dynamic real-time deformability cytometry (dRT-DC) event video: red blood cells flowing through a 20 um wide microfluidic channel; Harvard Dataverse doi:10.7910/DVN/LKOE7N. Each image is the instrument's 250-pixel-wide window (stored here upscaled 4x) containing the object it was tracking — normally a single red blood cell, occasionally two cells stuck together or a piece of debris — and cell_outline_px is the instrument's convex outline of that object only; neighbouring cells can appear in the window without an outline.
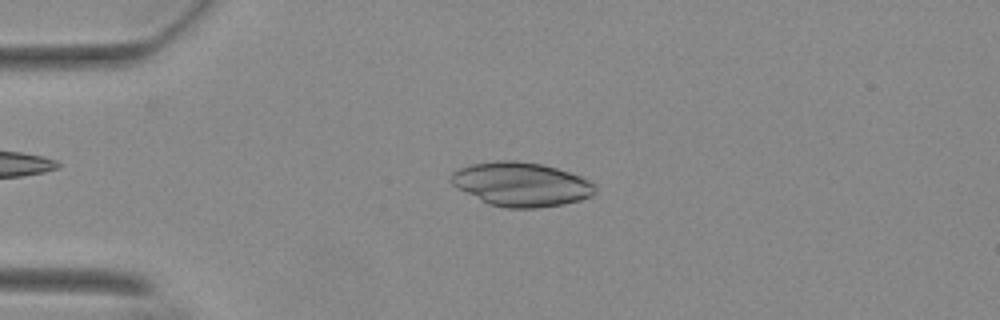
{"species": "Egyptian fruit bat (a non-hibernating species)", "species_latin": "Rousettus aegyptiacus", "temperature_condition": "warm", "stored_images_in_passage": 43, "camera_frame_rate_fps": 3000, "um_per_image_px": 0.085, "animal": {"sex": "female"}, "frame": {"image": 1, "passage_image": 1, "time_ms": 0.0, "image_size_px": [1000, 320], "cell_outline_px": [[596, 192], [592, 196], [580, 200], [564, 204], [536, 208], [504, 208], [488, 204], [456, 188], [452, 184], [448, 176], [452, 172], [460, 168], [472, 164], [496, 160], [516, 160], [540, 164], [556, 168], [580, 176], [596, 184]], "centroid_in_image_um": [44.28, 15.67], "position_along_channel_um": 40.7, "area_um2": 37.22}}
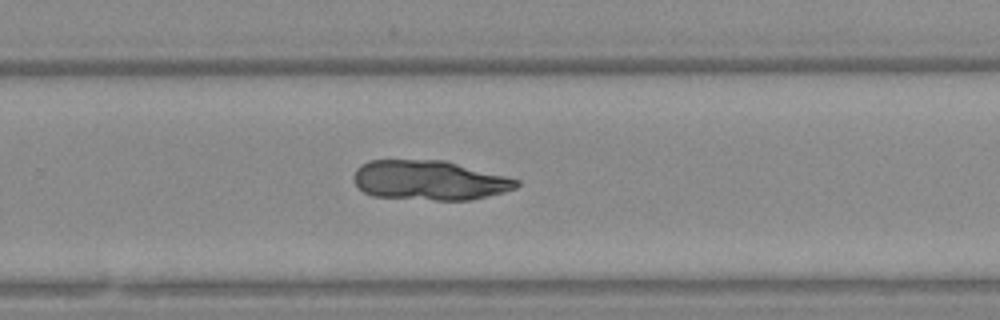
{"frame": {"image": 2, "passage_image": 24, "time_ms": 7.667, "image_size_px": [1000, 320], "cell_outline_px": [[520, 184], [516, 188], [504, 192], [472, 200], [436, 200], [372, 196], [364, 192], [352, 180], [352, 176], [356, 168], [360, 164], [368, 160], [444, 160], [520, 180]], "centroid_in_image_um": [36.47, 15.32], "position_along_channel_um": 293.3, "area_um2": 37.74}}
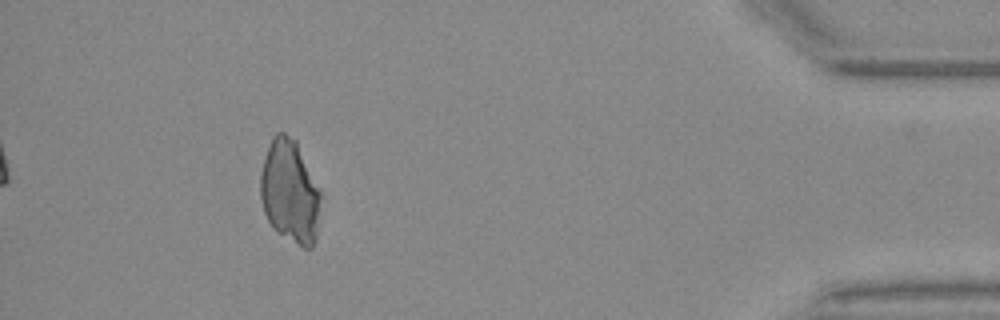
{"frame": {"image": 3, "passage_image": 38, "time_ms": 12.333, "image_size_px": [1000, 320], "cell_outline_px": [[320, 196], [316, 240], [312, 248], [304, 248], [276, 232], [272, 228], [264, 212], [260, 200], [260, 176], [264, 156], [272, 136], [276, 132], [284, 132], [296, 140], [320, 192]], "centroid_in_image_um": [24.61, 16.28], "position_along_channel_um": 410.6, "area_um2": 36.24}}